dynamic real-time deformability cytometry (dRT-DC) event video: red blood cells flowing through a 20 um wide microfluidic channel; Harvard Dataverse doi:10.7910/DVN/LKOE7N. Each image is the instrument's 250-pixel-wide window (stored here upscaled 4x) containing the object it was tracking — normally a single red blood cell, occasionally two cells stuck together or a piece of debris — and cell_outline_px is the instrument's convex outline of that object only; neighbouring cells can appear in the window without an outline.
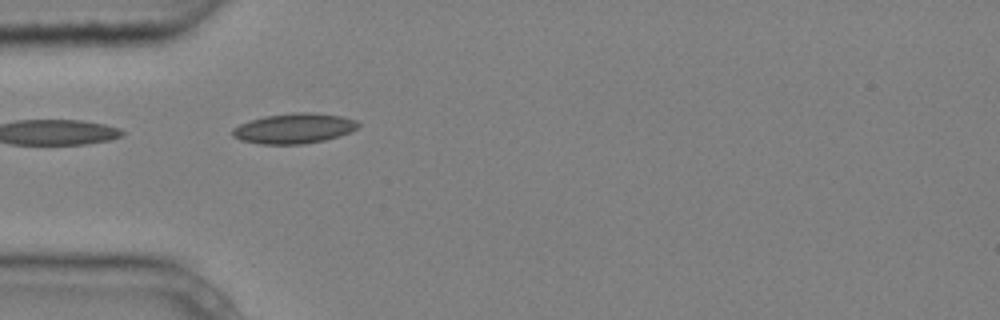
{"species": "common noctule bat (a hibernating species)", "species_latin": "Nyctalus noctula", "temperature_condition": "cold", "stored_images_in_passage": 5, "camera_frame_rate_fps": 3000, "um_per_image_px": 0.085, "animal": {"sex": "male", "body_mass_g": 20.4}, "frame": {"image": 1, "passage_image": 4, "time_ms": 1.0, "image_size_px": [1000, 320], "cell_outline_px": [[360, 124], [352, 132], [340, 136], [324, 140], [304, 144], [260, 144], [240, 140], [232, 136], [232, 128], [240, 124], [264, 116], [292, 112], [316, 112], [340, 116], [356, 120]], "centroid_in_image_um": [25.0, 10.91], "position_along_channel_um": 60.0, "area_um2": 22.25}}